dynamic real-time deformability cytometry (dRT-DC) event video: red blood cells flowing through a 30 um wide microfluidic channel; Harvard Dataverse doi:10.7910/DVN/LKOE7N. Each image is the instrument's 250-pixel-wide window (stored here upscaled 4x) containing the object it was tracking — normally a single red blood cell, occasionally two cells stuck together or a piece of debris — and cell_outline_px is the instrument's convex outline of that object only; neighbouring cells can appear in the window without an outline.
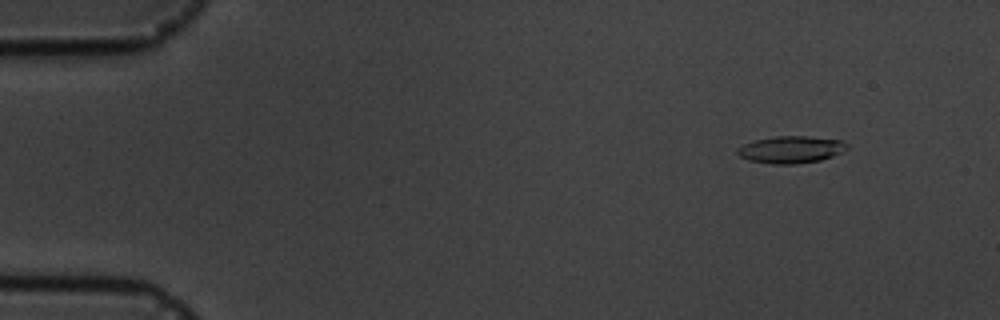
{"species": "common noctule bat (a hibernating species)", "species_latin": "Nyctalus noctula", "temperature_condition": "cold", "stored_images_in_passage": 5, "camera_frame_rate_fps": 3000, "um_per_image_px": 0.085, "animal": {"sex": "male", "body_mass_g": 19.5, "forearm_length_mm": 54.6}, "frame": {"image": 1, "passage_image": 2, "time_ms": 1.0, "image_size_px": [1000, 320], "cell_outline_px": [[848, 148], [832, 156], [820, 160], [796, 164], [772, 164], [748, 160], [740, 156], [736, 152], [736, 148], [744, 144], [756, 140], [776, 136], [808, 136], [840, 140], [848, 144]], "centroid_in_image_um": [67.21, 12.71], "position_along_channel_um": 17.8, "area_um2": 17.22}}
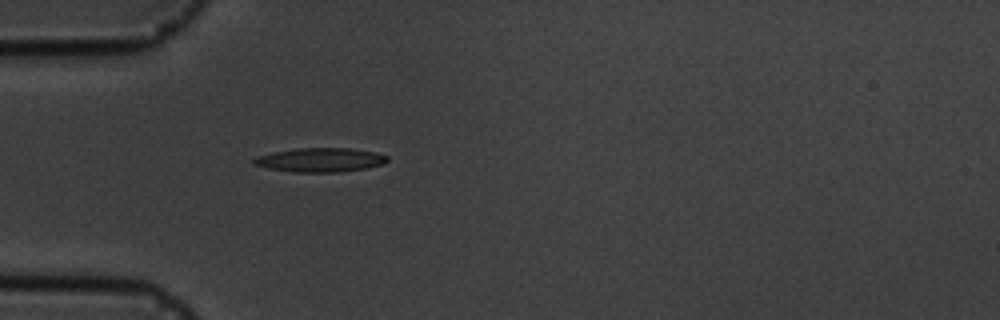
{"frame": {"image": 2, "passage_image": 5, "time_ms": 4.667, "image_size_px": [1000, 320], "cell_outline_px": [[388, 160], [384, 164], [364, 168], [340, 172], [292, 172], [268, 168], [252, 164], [252, 160], [256, 156], [276, 152], [300, 148], [352, 148], [376, 152], [388, 156]], "centroid_in_image_um": [27.24, 13.59], "position_along_channel_um": 57.8, "area_um2": 18.67}}